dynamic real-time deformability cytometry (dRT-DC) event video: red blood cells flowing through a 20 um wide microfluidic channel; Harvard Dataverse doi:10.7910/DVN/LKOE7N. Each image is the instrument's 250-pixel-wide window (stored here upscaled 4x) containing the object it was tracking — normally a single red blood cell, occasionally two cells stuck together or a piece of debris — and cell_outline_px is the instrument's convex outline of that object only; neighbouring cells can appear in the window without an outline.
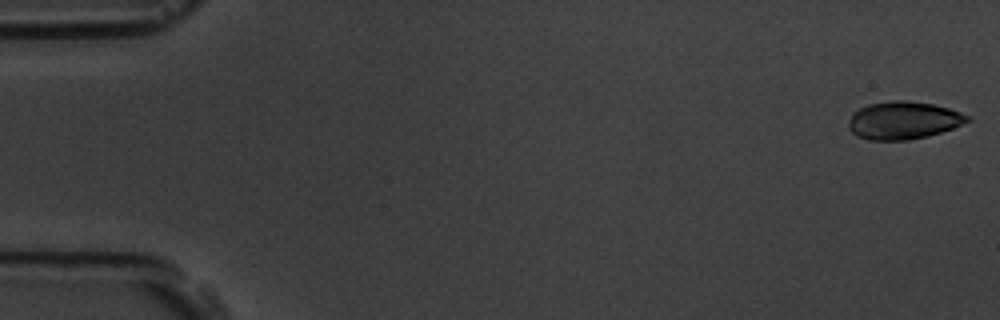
{"species": "common noctule bat (a hibernating species)", "species_latin": "Nyctalus noctula", "temperature_condition": "room temperature", "stored_images_in_passage": 5, "camera_frame_rate_fps": 3000, "um_per_image_px": 0.085, "animal": {"sex": "male", "body_mass_g": 19.5, "forearm_length_mm": 54.6}, "frame": {"image": 1, "passage_image": 1, "time_ms": 0.0, "image_size_px": [1000, 320], "cell_outline_px": [[972, 120], [952, 128], [928, 136], [908, 140], [868, 140], [856, 136], [848, 128], [848, 124], [852, 112], [868, 104], [888, 100], [908, 100], [932, 104], [948, 108], [972, 116]], "centroid_in_image_um": [76.78, 10.22], "position_along_channel_um": 8.2, "area_um2": 26.36}}
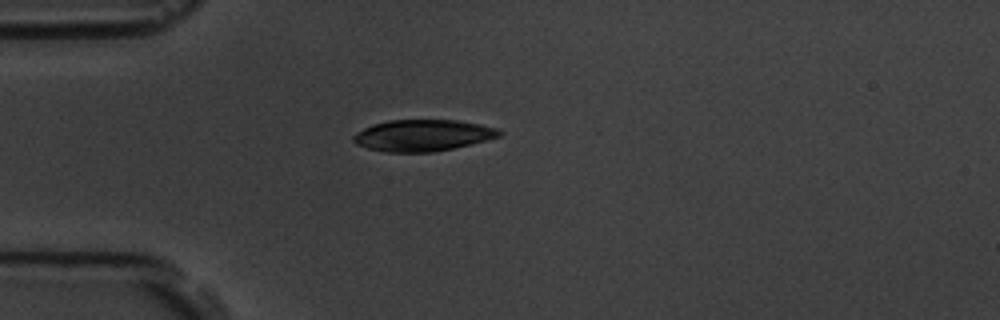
{"frame": {"image": 2, "passage_image": 5, "time_ms": 4.667, "image_size_px": [1000, 320], "cell_outline_px": [[504, 132], [500, 136], [452, 148], [432, 152], [388, 152], [368, 148], [356, 144], [352, 140], [352, 136], [356, 132], [372, 124], [388, 120], [456, 120], [480, 124], [496, 128]], "centroid_in_image_um": [35.89, 11.5], "position_along_channel_um": 49.1, "area_um2": 26.59}}